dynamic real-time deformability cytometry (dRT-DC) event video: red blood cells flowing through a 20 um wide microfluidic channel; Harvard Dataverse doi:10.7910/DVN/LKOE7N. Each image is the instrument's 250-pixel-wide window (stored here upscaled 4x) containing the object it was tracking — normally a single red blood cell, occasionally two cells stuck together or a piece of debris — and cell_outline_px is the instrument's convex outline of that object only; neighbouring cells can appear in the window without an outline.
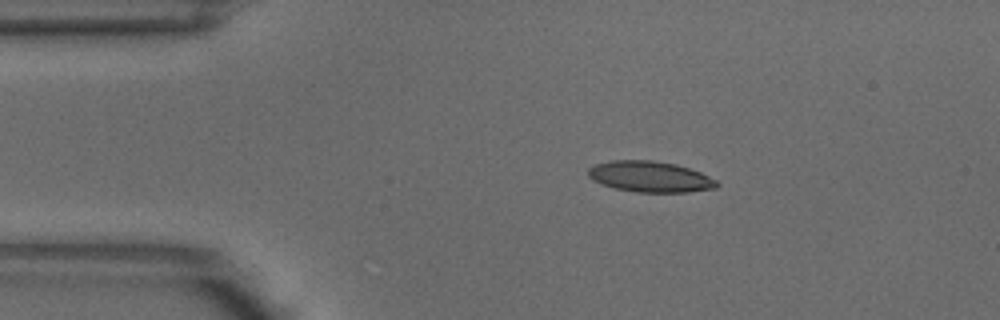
{"species": "common noctule bat (a hibernating species)", "species_latin": "Nyctalus noctula", "temperature_condition": "warm", "stored_images_in_passage": 2, "camera_frame_rate_fps": 3000, "um_per_image_px": 0.085, "animal": {"sex": "male", "body_mass_g": 18.8}, "frame": {"image": 1, "passage_image": 1, "time_ms": 0.0, "image_size_px": [1000, 320], "cell_outline_px": [[720, 184], [716, 188], [688, 192], [636, 192], [612, 188], [592, 180], [588, 176], [588, 168], [596, 164], [612, 160], [652, 160], [676, 164], [700, 172], [716, 180]], "centroid_in_image_um": [55.24, 15.02], "position_along_channel_um": 29.8, "area_um2": 23.24}}